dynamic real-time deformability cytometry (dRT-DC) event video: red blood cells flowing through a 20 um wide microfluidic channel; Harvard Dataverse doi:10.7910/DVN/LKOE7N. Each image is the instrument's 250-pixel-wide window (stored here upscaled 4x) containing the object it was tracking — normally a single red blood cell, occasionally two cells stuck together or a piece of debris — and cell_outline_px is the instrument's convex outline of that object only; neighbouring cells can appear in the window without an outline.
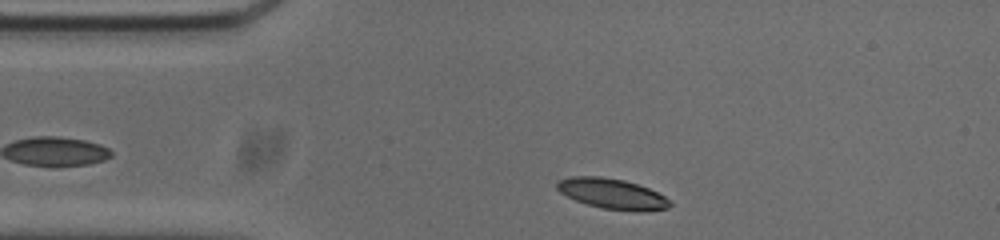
{"species": "common noctule bat (a hibernating species)", "species_latin": "Nyctalus noctula", "temperature_condition": "cold", "stored_images_in_passage": 37, "camera_frame_rate_fps": 3000, "um_per_image_px": 0.085, "animal": {"sex": "male", "body_mass_g": 20.0, "forearm_length_mm": 53.3}, "frame": {"image": 1, "passage_image": 2, "time_ms": 0.333, "image_size_px": [1000, 240], "cell_outline_px": [[672, 204], [668, 208], [604, 208], [588, 204], [576, 200], [560, 192], [556, 188], [556, 180], [572, 176], [600, 176], [624, 180], [648, 188], [664, 196]], "centroid_in_image_um": [51.91, 16.39], "position_along_channel_um": 33.1, "area_um2": 18.9}}
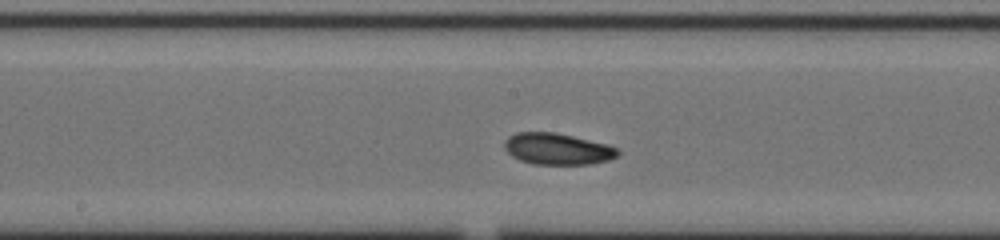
{"frame": {"image": 2, "passage_image": 18, "time_ms": 5.667, "image_size_px": [1000, 240], "cell_outline_px": [[620, 152], [616, 156], [608, 160], [592, 164], [532, 164], [520, 160], [512, 156], [504, 148], [504, 140], [508, 136], [516, 132], [556, 132], [608, 144], [616, 148]], "centroid_in_image_um": [47.36, 12.65], "position_along_channel_um": 200.8, "area_um2": 20.87}}
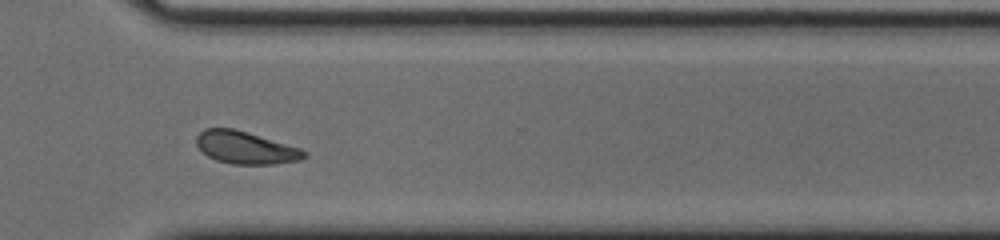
{"frame": {"image": 3, "passage_image": 30, "time_ms": 9.667, "image_size_px": [1000, 240], "cell_outline_px": [[308, 156], [300, 160], [276, 164], [232, 164], [216, 160], [208, 156], [196, 144], [196, 136], [204, 128], [232, 128], [300, 148], [308, 152]], "centroid_in_image_um": [20.88, 12.56], "position_along_channel_um": 349.7, "area_um2": 20.23}, "authors_computed_cell_mechanics": {"area_um2": 20.5768, "velocity_mm_per_s": 3.7166, "shape_relaxation_time_tau1_ms": 3.1577, "shape_relaxation_time_tau2_ms": 6.3718, "deformation_change_tau1": 0.1291, "deformation_change_tau2": 0.1115}}